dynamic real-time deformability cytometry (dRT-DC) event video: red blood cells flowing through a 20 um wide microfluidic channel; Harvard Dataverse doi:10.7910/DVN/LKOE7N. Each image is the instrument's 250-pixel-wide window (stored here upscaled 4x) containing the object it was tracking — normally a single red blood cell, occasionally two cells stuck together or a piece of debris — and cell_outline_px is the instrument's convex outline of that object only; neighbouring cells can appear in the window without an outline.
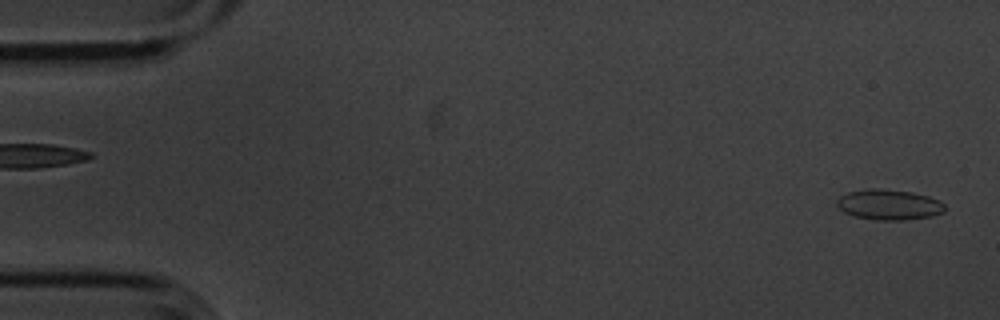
{"species": "common noctule bat (a hibernating species)", "species_latin": "Nyctalus noctula", "temperature_condition": "cold", "stored_images_in_passage": 5, "segment_of_instrument_passage": [2, 2], "camera_frame_rate_fps": 3000, "um_per_image_px": 0.085, "animal": {"sex": "male", "body_mass_g": 20.1, "forearm_length_mm": 53.5}, "frame": {"image": 1, "passage_image": 5, "time_ms": 1.333, "image_size_px": [1000, 320], "cell_outline_px": [[944, 212], [932, 216], [908, 220], [876, 220], [856, 216], [844, 212], [836, 204], [836, 200], [840, 196], [848, 192], [868, 188], [880, 188], [912, 192], [928, 196], [940, 200], [944, 204]], "centroid_in_image_um": [75.57, 17.39], "position_along_channel_um": 9.4, "area_um2": 19.25}}